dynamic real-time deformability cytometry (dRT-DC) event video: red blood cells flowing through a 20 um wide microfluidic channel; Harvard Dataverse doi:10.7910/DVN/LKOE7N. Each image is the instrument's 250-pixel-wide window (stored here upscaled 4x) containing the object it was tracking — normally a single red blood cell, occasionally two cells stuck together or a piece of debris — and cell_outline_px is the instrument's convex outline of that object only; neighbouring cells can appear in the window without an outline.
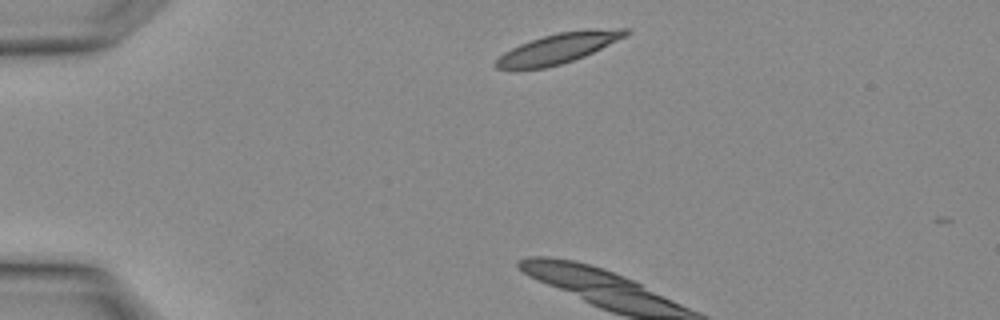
{"species": "Egyptian fruit bat (a non-hibernating species)", "species_latin": "Rousettus aegyptiacus", "temperature_condition": "warm", "stored_images_in_passage": 2, "camera_frame_rate_fps": 3000, "um_per_image_px": 0.085, "animal": {"sex": "female"}, "frame": {"image": 1, "passage_image": 1, "time_ms": 0.0, "image_size_px": [1000, 320], "cell_outline_px": [[632, 32], [628, 36], [584, 56], [560, 64], [544, 68], [516, 72], [512, 72], [496, 68], [492, 64], [504, 52], [520, 44], [544, 36], [560, 32], [588, 28], [628, 28]], "centroid_in_image_um": [47.44, 4.13], "position_along_channel_um": 37.6, "area_um2": 23.41}}